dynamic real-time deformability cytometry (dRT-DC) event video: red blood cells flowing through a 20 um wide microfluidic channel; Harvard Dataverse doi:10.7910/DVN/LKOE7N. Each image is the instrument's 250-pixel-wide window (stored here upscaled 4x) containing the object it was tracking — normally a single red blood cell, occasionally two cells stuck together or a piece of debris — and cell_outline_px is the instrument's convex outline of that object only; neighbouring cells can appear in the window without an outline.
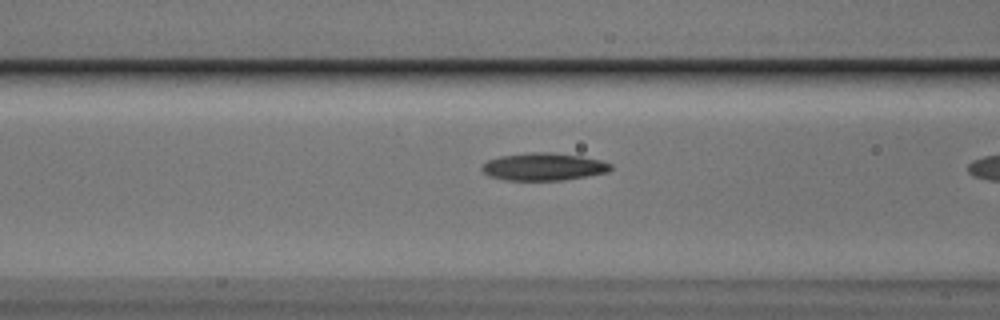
{"species": "Egyptian fruit bat (a non-hibernating species)", "species_latin": "Rousettus aegyptiacus", "temperature_condition": "cold", "stored_images_in_passage": 10, "camera_frame_rate_fps": 3000, "um_per_image_px": 0.085, "animal": {"sex": "male"}, "frame": {"image": 1, "passage_image": 9, "time_ms": 2.667, "image_size_px": [1000, 320], "cell_outline_px": [[612, 168], [608, 172], [564, 180], [504, 180], [488, 176], [480, 168], [488, 160], [500, 156], [532, 152], [552, 152], [580, 156], [600, 160], [612, 164]], "centroid_in_image_um": [46.2, 14.17], "position_along_channel_um": 120.4, "area_um2": 20.63}}